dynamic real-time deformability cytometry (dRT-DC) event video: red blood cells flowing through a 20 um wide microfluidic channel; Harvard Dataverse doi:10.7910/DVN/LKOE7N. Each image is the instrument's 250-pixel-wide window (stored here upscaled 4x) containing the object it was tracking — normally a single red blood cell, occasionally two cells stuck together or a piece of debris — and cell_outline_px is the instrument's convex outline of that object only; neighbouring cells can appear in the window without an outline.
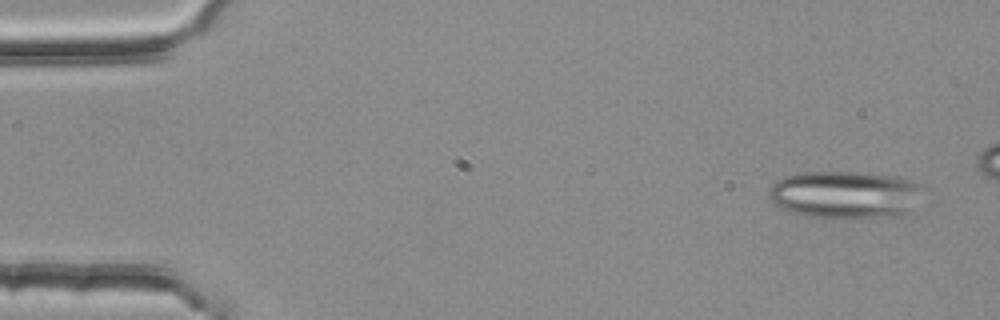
{"species": "common noctule bat (a hibernating species)", "species_latin": "Nyctalus noctula", "temperature_condition": "room temperature", "stored_images_in_passage": 5, "camera_frame_rate_fps": 3000, "um_per_image_px": 0.085, "animal": {"sex": "female", "body_mass_g": 25.1}, "frame": {"image": 1, "passage_image": 1, "time_ms": 0.0, "image_size_px": [1000, 320], "cell_outline_px": [[924, 188], [908, 216], [804, 216], [788, 212], [780, 208], [768, 196], [768, 192], [772, 184], [776, 180], [784, 176], [808, 172], [856, 172], [888, 176], [912, 180], [924, 184]], "centroid_in_image_um": [71.85, 16.53], "position_along_channel_um": 13.2, "area_um2": 42.37}}